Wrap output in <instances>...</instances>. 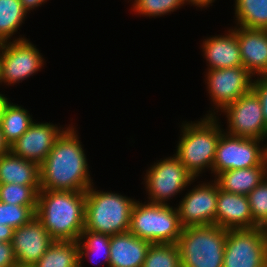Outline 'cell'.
<instances>
[{
    "label": "cell",
    "instance_id": "cell-1",
    "mask_svg": "<svg viewBox=\"0 0 267 267\" xmlns=\"http://www.w3.org/2000/svg\"><path fill=\"white\" fill-rule=\"evenodd\" d=\"M68 127L40 164V189L86 192L93 184L78 134Z\"/></svg>",
    "mask_w": 267,
    "mask_h": 267
},
{
    "label": "cell",
    "instance_id": "cell-2",
    "mask_svg": "<svg viewBox=\"0 0 267 267\" xmlns=\"http://www.w3.org/2000/svg\"><path fill=\"white\" fill-rule=\"evenodd\" d=\"M85 192L40 189L35 216L55 241H78L85 225Z\"/></svg>",
    "mask_w": 267,
    "mask_h": 267
},
{
    "label": "cell",
    "instance_id": "cell-3",
    "mask_svg": "<svg viewBox=\"0 0 267 267\" xmlns=\"http://www.w3.org/2000/svg\"><path fill=\"white\" fill-rule=\"evenodd\" d=\"M209 112L196 123L191 121L181 125L182 134L175 155L194 178L199 177L206 168H210L212 174L216 146L224 132L216 113L212 110Z\"/></svg>",
    "mask_w": 267,
    "mask_h": 267
},
{
    "label": "cell",
    "instance_id": "cell-4",
    "mask_svg": "<svg viewBox=\"0 0 267 267\" xmlns=\"http://www.w3.org/2000/svg\"><path fill=\"white\" fill-rule=\"evenodd\" d=\"M87 191L84 230L110 236L129 232L131 211L136 200L119 193L94 189Z\"/></svg>",
    "mask_w": 267,
    "mask_h": 267
},
{
    "label": "cell",
    "instance_id": "cell-5",
    "mask_svg": "<svg viewBox=\"0 0 267 267\" xmlns=\"http://www.w3.org/2000/svg\"><path fill=\"white\" fill-rule=\"evenodd\" d=\"M182 230L176 207L135 201L129 228L133 235L151 244H174L178 242Z\"/></svg>",
    "mask_w": 267,
    "mask_h": 267
},
{
    "label": "cell",
    "instance_id": "cell-6",
    "mask_svg": "<svg viewBox=\"0 0 267 267\" xmlns=\"http://www.w3.org/2000/svg\"><path fill=\"white\" fill-rule=\"evenodd\" d=\"M226 236L214 224L184 227L177 242L182 267H223Z\"/></svg>",
    "mask_w": 267,
    "mask_h": 267
},
{
    "label": "cell",
    "instance_id": "cell-7",
    "mask_svg": "<svg viewBox=\"0 0 267 267\" xmlns=\"http://www.w3.org/2000/svg\"><path fill=\"white\" fill-rule=\"evenodd\" d=\"M262 140L221 134L215 152L212 173L215 177L226 170L267 166L266 145Z\"/></svg>",
    "mask_w": 267,
    "mask_h": 267
},
{
    "label": "cell",
    "instance_id": "cell-8",
    "mask_svg": "<svg viewBox=\"0 0 267 267\" xmlns=\"http://www.w3.org/2000/svg\"><path fill=\"white\" fill-rule=\"evenodd\" d=\"M223 267H267L264 228L227 230Z\"/></svg>",
    "mask_w": 267,
    "mask_h": 267
},
{
    "label": "cell",
    "instance_id": "cell-9",
    "mask_svg": "<svg viewBox=\"0 0 267 267\" xmlns=\"http://www.w3.org/2000/svg\"><path fill=\"white\" fill-rule=\"evenodd\" d=\"M159 161V162H158ZM147 170L144 184L148 191V202L168 204V200L191 185L195 178L187 171L174 154L158 160ZM189 184V185H188Z\"/></svg>",
    "mask_w": 267,
    "mask_h": 267
},
{
    "label": "cell",
    "instance_id": "cell-10",
    "mask_svg": "<svg viewBox=\"0 0 267 267\" xmlns=\"http://www.w3.org/2000/svg\"><path fill=\"white\" fill-rule=\"evenodd\" d=\"M44 59L29 40L19 37L0 43L1 83L14 85L38 72Z\"/></svg>",
    "mask_w": 267,
    "mask_h": 267
},
{
    "label": "cell",
    "instance_id": "cell-11",
    "mask_svg": "<svg viewBox=\"0 0 267 267\" xmlns=\"http://www.w3.org/2000/svg\"><path fill=\"white\" fill-rule=\"evenodd\" d=\"M221 112L226 115L228 120L227 134L262 141L267 138L262 105L253 90L224 107Z\"/></svg>",
    "mask_w": 267,
    "mask_h": 267
},
{
    "label": "cell",
    "instance_id": "cell-12",
    "mask_svg": "<svg viewBox=\"0 0 267 267\" xmlns=\"http://www.w3.org/2000/svg\"><path fill=\"white\" fill-rule=\"evenodd\" d=\"M206 76L210 99L219 111L252 90L253 75L244 67L207 70Z\"/></svg>",
    "mask_w": 267,
    "mask_h": 267
},
{
    "label": "cell",
    "instance_id": "cell-13",
    "mask_svg": "<svg viewBox=\"0 0 267 267\" xmlns=\"http://www.w3.org/2000/svg\"><path fill=\"white\" fill-rule=\"evenodd\" d=\"M211 182L192 188L179 202L176 210L183 228L215 225L218 183L215 180Z\"/></svg>",
    "mask_w": 267,
    "mask_h": 267
},
{
    "label": "cell",
    "instance_id": "cell-14",
    "mask_svg": "<svg viewBox=\"0 0 267 267\" xmlns=\"http://www.w3.org/2000/svg\"><path fill=\"white\" fill-rule=\"evenodd\" d=\"M67 128L62 129L58 125L48 122H33L29 129L10 145V152L40 165L51 152L56 140Z\"/></svg>",
    "mask_w": 267,
    "mask_h": 267
},
{
    "label": "cell",
    "instance_id": "cell-15",
    "mask_svg": "<svg viewBox=\"0 0 267 267\" xmlns=\"http://www.w3.org/2000/svg\"><path fill=\"white\" fill-rule=\"evenodd\" d=\"M54 241L36 216L14 229L12 247L18 266L33 267Z\"/></svg>",
    "mask_w": 267,
    "mask_h": 267
},
{
    "label": "cell",
    "instance_id": "cell-16",
    "mask_svg": "<svg viewBox=\"0 0 267 267\" xmlns=\"http://www.w3.org/2000/svg\"><path fill=\"white\" fill-rule=\"evenodd\" d=\"M215 225L227 230L259 227L252 218L248 197L223 191L219 186Z\"/></svg>",
    "mask_w": 267,
    "mask_h": 267
},
{
    "label": "cell",
    "instance_id": "cell-17",
    "mask_svg": "<svg viewBox=\"0 0 267 267\" xmlns=\"http://www.w3.org/2000/svg\"><path fill=\"white\" fill-rule=\"evenodd\" d=\"M234 29L243 67L254 78L256 75L267 76V29H247L240 26H235Z\"/></svg>",
    "mask_w": 267,
    "mask_h": 267
},
{
    "label": "cell",
    "instance_id": "cell-18",
    "mask_svg": "<svg viewBox=\"0 0 267 267\" xmlns=\"http://www.w3.org/2000/svg\"><path fill=\"white\" fill-rule=\"evenodd\" d=\"M202 50L208 61V70L243 67L238 38L233 28L225 35L205 39Z\"/></svg>",
    "mask_w": 267,
    "mask_h": 267
},
{
    "label": "cell",
    "instance_id": "cell-19",
    "mask_svg": "<svg viewBox=\"0 0 267 267\" xmlns=\"http://www.w3.org/2000/svg\"><path fill=\"white\" fill-rule=\"evenodd\" d=\"M150 245L130 232L111 236L109 267H142Z\"/></svg>",
    "mask_w": 267,
    "mask_h": 267
},
{
    "label": "cell",
    "instance_id": "cell-20",
    "mask_svg": "<svg viewBox=\"0 0 267 267\" xmlns=\"http://www.w3.org/2000/svg\"><path fill=\"white\" fill-rule=\"evenodd\" d=\"M267 178V166L226 170L215 177L221 190L248 195Z\"/></svg>",
    "mask_w": 267,
    "mask_h": 267
},
{
    "label": "cell",
    "instance_id": "cell-21",
    "mask_svg": "<svg viewBox=\"0 0 267 267\" xmlns=\"http://www.w3.org/2000/svg\"><path fill=\"white\" fill-rule=\"evenodd\" d=\"M0 183L40 185V165L8 152L0 157Z\"/></svg>",
    "mask_w": 267,
    "mask_h": 267
},
{
    "label": "cell",
    "instance_id": "cell-22",
    "mask_svg": "<svg viewBox=\"0 0 267 267\" xmlns=\"http://www.w3.org/2000/svg\"><path fill=\"white\" fill-rule=\"evenodd\" d=\"M33 267H79L77 241H54Z\"/></svg>",
    "mask_w": 267,
    "mask_h": 267
},
{
    "label": "cell",
    "instance_id": "cell-23",
    "mask_svg": "<svg viewBox=\"0 0 267 267\" xmlns=\"http://www.w3.org/2000/svg\"><path fill=\"white\" fill-rule=\"evenodd\" d=\"M27 109L9 102L3 112L0 128L10 146L18 140L34 122Z\"/></svg>",
    "mask_w": 267,
    "mask_h": 267
},
{
    "label": "cell",
    "instance_id": "cell-24",
    "mask_svg": "<svg viewBox=\"0 0 267 267\" xmlns=\"http://www.w3.org/2000/svg\"><path fill=\"white\" fill-rule=\"evenodd\" d=\"M237 26L267 29V0H235Z\"/></svg>",
    "mask_w": 267,
    "mask_h": 267
},
{
    "label": "cell",
    "instance_id": "cell-25",
    "mask_svg": "<svg viewBox=\"0 0 267 267\" xmlns=\"http://www.w3.org/2000/svg\"><path fill=\"white\" fill-rule=\"evenodd\" d=\"M26 14L20 0H0V43L12 40Z\"/></svg>",
    "mask_w": 267,
    "mask_h": 267
},
{
    "label": "cell",
    "instance_id": "cell-26",
    "mask_svg": "<svg viewBox=\"0 0 267 267\" xmlns=\"http://www.w3.org/2000/svg\"><path fill=\"white\" fill-rule=\"evenodd\" d=\"M110 239V235L96 233L90 230H83L79 240L77 241L79 250V264H82L83 259L86 257H94L96 254L97 256L102 254L105 262L108 264L107 266L109 267ZM91 257L89 259H91Z\"/></svg>",
    "mask_w": 267,
    "mask_h": 267
},
{
    "label": "cell",
    "instance_id": "cell-27",
    "mask_svg": "<svg viewBox=\"0 0 267 267\" xmlns=\"http://www.w3.org/2000/svg\"><path fill=\"white\" fill-rule=\"evenodd\" d=\"M40 185H19L0 183V201L3 203L37 207Z\"/></svg>",
    "mask_w": 267,
    "mask_h": 267
},
{
    "label": "cell",
    "instance_id": "cell-28",
    "mask_svg": "<svg viewBox=\"0 0 267 267\" xmlns=\"http://www.w3.org/2000/svg\"><path fill=\"white\" fill-rule=\"evenodd\" d=\"M142 267H182L177 243L151 244Z\"/></svg>",
    "mask_w": 267,
    "mask_h": 267
},
{
    "label": "cell",
    "instance_id": "cell-29",
    "mask_svg": "<svg viewBox=\"0 0 267 267\" xmlns=\"http://www.w3.org/2000/svg\"><path fill=\"white\" fill-rule=\"evenodd\" d=\"M36 208L0 201V224L8 225L14 229L23 226L35 217Z\"/></svg>",
    "mask_w": 267,
    "mask_h": 267
},
{
    "label": "cell",
    "instance_id": "cell-30",
    "mask_svg": "<svg viewBox=\"0 0 267 267\" xmlns=\"http://www.w3.org/2000/svg\"><path fill=\"white\" fill-rule=\"evenodd\" d=\"M132 10L148 17L163 16L176 11L185 4L184 0H134Z\"/></svg>",
    "mask_w": 267,
    "mask_h": 267
},
{
    "label": "cell",
    "instance_id": "cell-31",
    "mask_svg": "<svg viewBox=\"0 0 267 267\" xmlns=\"http://www.w3.org/2000/svg\"><path fill=\"white\" fill-rule=\"evenodd\" d=\"M252 218L259 227L267 225V178L248 195Z\"/></svg>",
    "mask_w": 267,
    "mask_h": 267
},
{
    "label": "cell",
    "instance_id": "cell-32",
    "mask_svg": "<svg viewBox=\"0 0 267 267\" xmlns=\"http://www.w3.org/2000/svg\"><path fill=\"white\" fill-rule=\"evenodd\" d=\"M252 90L260 99L263 117L267 127V76H258L257 79L255 78L253 80Z\"/></svg>",
    "mask_w": 267,
    "mask_h": 267
},
{
    "label": "cell",
    "instance_id": "cell-33",
    "mask_svg": "<svg viewBox=\"0 0 267 267\" xmlns=\"http://www.w3.org/2000/svg\"><path fill=\"white\" fill-rule=\"evenodd\" d=\"M12 242H0V267H17Z\"/></svg>",
    "mask_w": 267,
    "mask_h": 267
},
{
    "label": "cell",
    "instance_id": "cell-34",
    "mask_svg": "<svg viewBox=\"0 0 267 267\" xmlns=\"http://www.w3.org/2000/svg\"><path fill=\"white\" fill-rule=\"evenodd\" d=\"M14 228L0 224V242H12Z\"/></svg>",
    "mask_w": 267,
    "mask_h": 267
},
{
    "label": "cell",
    "instance_id": "cell-35",
    "mask_svg": "<svg viewBox=\"0 0 267 267\" xmlns=\"http://www.w3.org/2000/svg\"><path fill=\"white\" fill-rule=\"evenodd\" d=\"M47 0H20L24 10L28 13L32 9L39 7L42 3H45Z\"/></svg>",
    "mask_w": 267,
    "mask_h": 267
},
{
    "label": "cell",
    "instance_id": "cell-36",
    "mask_svg": "<svg viewBox=\"0 0 267 267\" xmlns=\"http://www.w3.org/2000/svg\"><path fill=\"white\" fill-rule=\"evenodd\" d=\"M10 152V146L5 141L2 130L0 128V157Z\"/></svg>",
    "mask_w": 267,
    "mask_h": 267
},
{
    "label": "cell",
    "instance_id": "cell-37",
    "mask_svg": "<svg viewBox=\"0 0 267 267\" xmlns=\"http://www.w3.org/2000/svg\"><path fill=\"white\" fill-rule=\"evenodd\" d=\"M185 4H193L202 9V7H207L209 4L213 3L215 0H184Z\"/></svg>",
    "mask_w": 267,
    "mask_h": 267
},
{
    "label": "cell",
    "instance_id": "cell-38",
    "mask_svg": "<svg viewBox=\"0 0 267 267\" xmlns=\"http://www.w3.org/2000/svg\"><path fill=\"white\" fill-rule=\"evenodd\" d=\"M8 103H9L8 98L5 97L3 94H0V123L2 120L4 109Z\"/></svg>",
    "mask_w": 267,
    "mask_h": 267
},
{
    "label": "cell",
    "instance_id": "cell-39",
    "mask_svg": "<svg viewBox=\"0 0 267 267\" xmlns=\"http://www.w3.org/2000/svg\"><path fill=\"white\" fill-rule=\"evenodd\" d=\"M265 235L267 237V225L264 227Z\"/></svg>",
    "mask_w": 267,
    "mask_h": 267
}]
</instances>
